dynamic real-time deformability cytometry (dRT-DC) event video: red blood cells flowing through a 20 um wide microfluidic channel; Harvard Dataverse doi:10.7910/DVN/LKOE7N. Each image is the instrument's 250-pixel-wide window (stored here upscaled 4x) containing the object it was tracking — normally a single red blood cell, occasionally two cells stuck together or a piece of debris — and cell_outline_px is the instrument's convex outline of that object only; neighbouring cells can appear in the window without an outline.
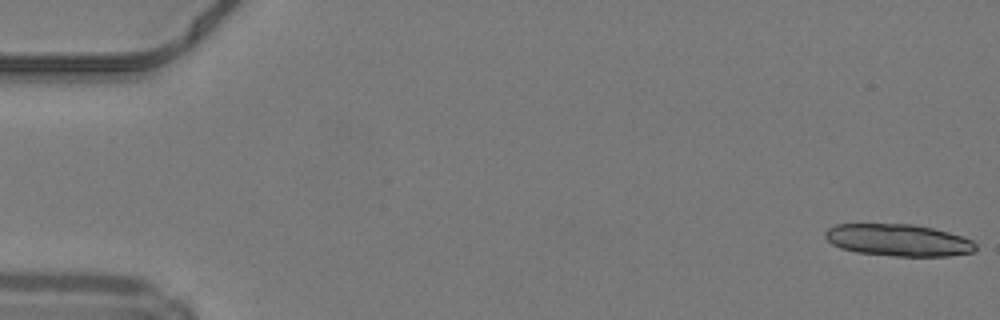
{"species": "common noctule bat (a hibernating species)", "species_latin": "Nyctalus noctula", "temperature_condition": "warm", "stored_images_in_passage": 48, "camera_frame_rate_fps": 3000, "um_per_image_px": 0.085, "animal": {"sex": "male", "body_mass_g": 19.2, "forearm_length_mm": 51.8}, "frame": {"image": 1, "passage_image": 1, "time_ms": 0.0, "image_size_px": [1000, 320], "cell_outline_px": [[976, 248], [972, 252], [948, 256], [896, 256], [856, 252], [840, 248], [832, 244], [824, 236], [824, 232], [828, 228], [836, 224], [916, 224], [948, 232], [972, 240], [976, 244]], "centroid_in_image_um": [76.33, 20.41], "position_along_channel_um": 8.7, "area_um2": 28.03}}
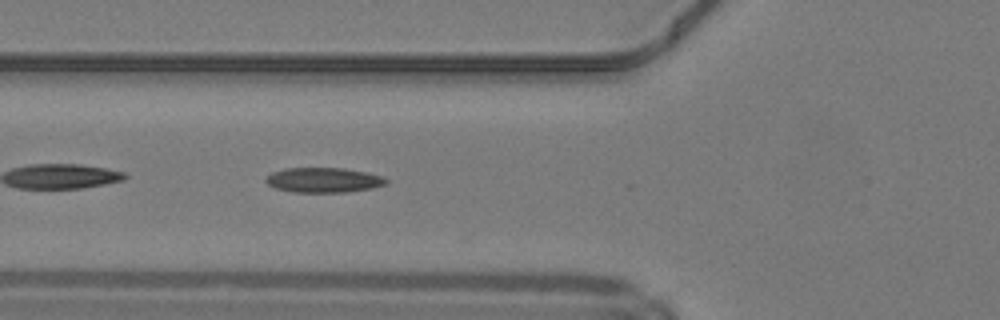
{"frame": {"image": 2, "passage_image": 19, "time_ms": 6.0, "image_size_px": [1000, 320], "cell_outline_px": [[388, 184], [372, 188], [348, 192], [292, 192], [276, 188], [268, 184], [264, 180], [272, 172], [284, 168], [344, 168], [368, 172], [384, 176], [388, 180]], "centroid_in_image_um": [27.55, 15.3], "position_along_channel_um": 98.3, "area_um2": 17.63}}
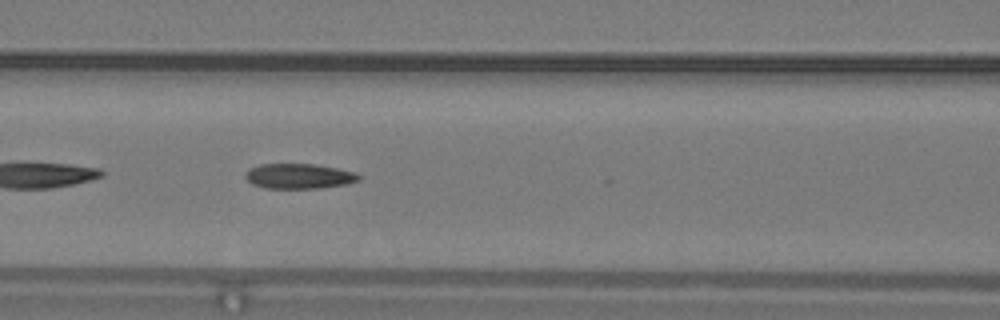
{"frame": {"image": 3, "passage_image": 22, "time_ms": 7.0, "image_size_px": [1000, 320], "cell_outline_px": [[360, 180], [348, 184], [320, 188], [264, 188], [252, 184], [244, 176], [244, 172], [248, 168], [260, 164], [316, 164], [356, 172], [360, 176]], "centroid_in_image_um": [25.4, 14.97], "position_along_channel_um": 141.2, "area_um2": 16.76}, "authors_computed_cell_mechanics": {"area_um2": 17.6579, "velocity_mm_per_s": 4.2102, "shape_relaxation_time_tau1_ms": null, "shape_relaxation_time_tau2_ms": 2.1894, "deformation_change_tau1": null, "deformation_change_tau2": 0.0938}}